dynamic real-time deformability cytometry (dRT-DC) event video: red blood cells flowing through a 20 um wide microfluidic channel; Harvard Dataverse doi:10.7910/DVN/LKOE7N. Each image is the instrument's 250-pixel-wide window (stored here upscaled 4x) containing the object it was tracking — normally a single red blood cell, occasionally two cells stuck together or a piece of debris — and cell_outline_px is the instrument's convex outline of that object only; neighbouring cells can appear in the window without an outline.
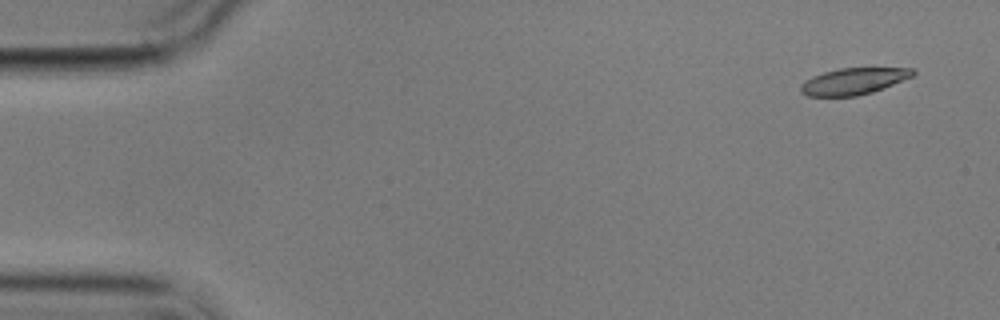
{"species": "common noctule bat (a hibernating species)", "species_latin": "Nyctalus noctula", "temperature_condition": "cold", "stored_images_in_passage": 8, "camera_frame_rate_fps": 3000, "um_per_image_px": 0.085, "animal": {"sex": "male", "body_mass_g": 17.9}, "frame": {"image": 1, "passage_image": 2, "time_ms": 1.0, "image_size_px": [1000, 320], "cell_outline_px": [[916, 72], [912, 76], [872, 92], [856, 96], [808, 96], [800, 92], [800, 84], [812, 76], [824, 72], [840, 68], [916, 68]], "centroid_in_image_um": [72.53, 6.9], "position_along_channel_um": 12.5, "area_um2": 17.22}}
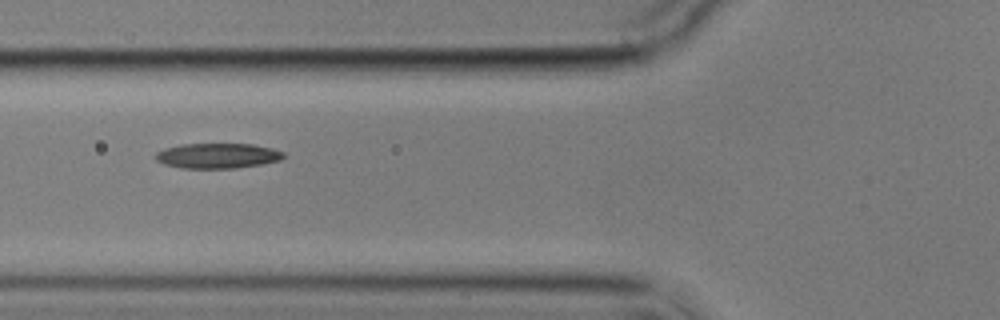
{"frame": {"image": 2, "passage_image": 7, "time_ms": 7.0, "image_size_px": [1000, 320], "cell_outline_px": [[284, 156], [280, 160], [260, 164], [236, 168], [180, 168], [164, 164], [156, 160], [156, 152], [164, 148], [180, 144], [252, 144], [272, 148], [284, 152]], "centroid_in_image_um": [18.47, 13.23], "position_along_channel_um": 107.3, "area_um2": 18.73}}
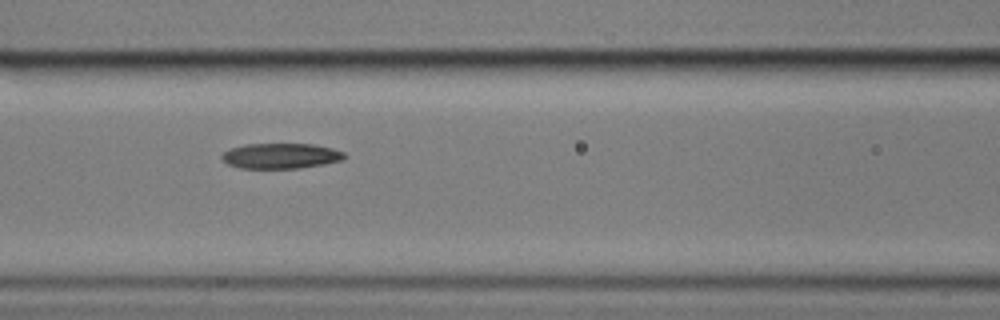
{"frame": {"image": 3, "passage_image": 8, "time_ms": 8.0, "image_size_px": [1000, 320], "cell_outline_px": [[348, 156], [344, 160], [324, 164], [300, 168], [240, 168], [228, 164], [220, 156], [224, 152], [232, 148], [244, 144], [312, 144], [332, 148], [344, 152]], "centroid_in_image_um": [23.91, 13.25], "position_along_channel_um": 142.7, "area_um2": 18.15}}